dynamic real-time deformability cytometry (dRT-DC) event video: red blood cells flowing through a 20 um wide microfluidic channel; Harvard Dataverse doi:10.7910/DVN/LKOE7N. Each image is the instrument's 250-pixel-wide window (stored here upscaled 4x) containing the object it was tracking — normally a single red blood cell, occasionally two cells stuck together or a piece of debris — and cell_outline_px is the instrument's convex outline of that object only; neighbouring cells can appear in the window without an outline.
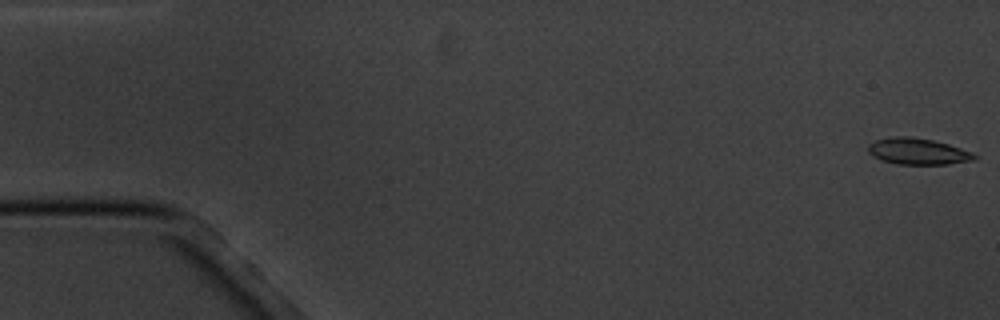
{"species": "common noctule bat (a hibernating species)", "species_latin": "Nyctalus noctula", "temperature_condition": "cold", "stored_images_in_passage": 4, "camera_frame_rate_fps": 3000, "um_per_image_px": 0.085, "animal": {"sex": "male", "body_mass_g": 20.1, "forearm_length_mm": 53.5}, "frame": {"image": 1, "passage_image": 1, "time_ms": 0.0, "image_size_px": [1000, 320], "cell_outline_px": [[976, 160], [948, 164], [896, 164], [872, 156], [868, 152], [868, 144], [876, 140], [892, 136], [908, 136], [932, 140], [948, 144], [972, 152], [976, 156]], "centroid_in_image_um": [78.01, 12.86], "position_along_channel_um": 7.0, "area_um2": 16.24}}
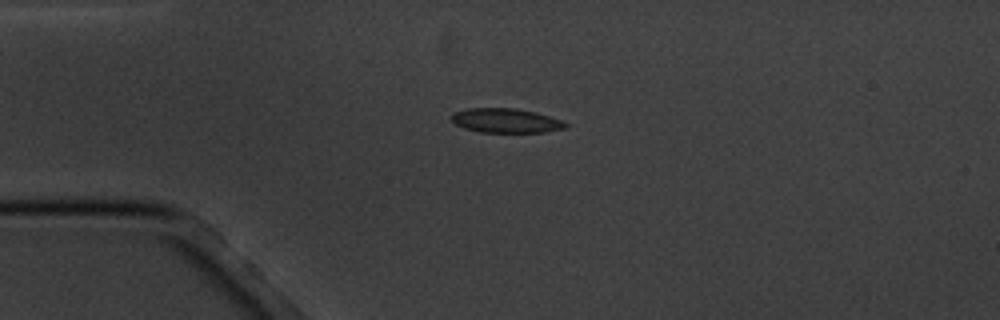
{"frame": {"image": 2, "passage_image": 4, "time_ms": 4.333, "image_size_px": [1000, 320], "cell_outline_px": [[568, 124], [564, 128], [544, 132], [480, 132], [464, 128], [456, 124], [452, 120], [452, 116], [456, 112], [468, 108], [516, 108], [536, 112], [560, 120]], "centroid_in_image_um": [42.99, 10.25], "position_along_channel_um": 42.0, "area_um2": 15.95}}